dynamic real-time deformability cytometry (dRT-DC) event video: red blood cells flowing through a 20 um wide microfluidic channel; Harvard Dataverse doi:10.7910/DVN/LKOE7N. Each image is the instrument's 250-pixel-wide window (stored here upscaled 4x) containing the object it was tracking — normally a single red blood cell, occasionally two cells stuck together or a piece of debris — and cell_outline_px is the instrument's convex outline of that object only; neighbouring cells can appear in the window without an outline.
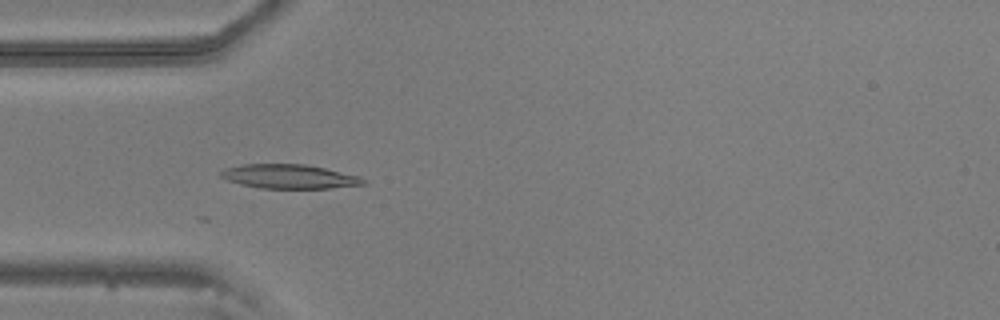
{"species": "common noctule bat (a hibernating species)", "species_latin": "Nyctalus noctula", "temperature_condition": "warm", "stored_images_in_passage": 30, "camera_frame_rate_fps": 3000, "um_per_image_px": 0.085, "animal": {"sex": "male", "body_mass_g": 20.5, "forearm_length_mm": 52.5}, "frame": {"image": 1, "passage_image": 1, "time_ms": 0.0, "image_size_px": [1000, 320], "cell_outline_px": [[368, 184], [332, 188], [260, 188], [240, 184], [228, 180], [220, 176], [216, 172], [224, 168], [240, 164], [304, 164], [324, 168], [360, 176]], "centroid_in_image_um": [24.55, 15.0], "position_along_channel_um": 60.5, "area_um2": 20.17}}
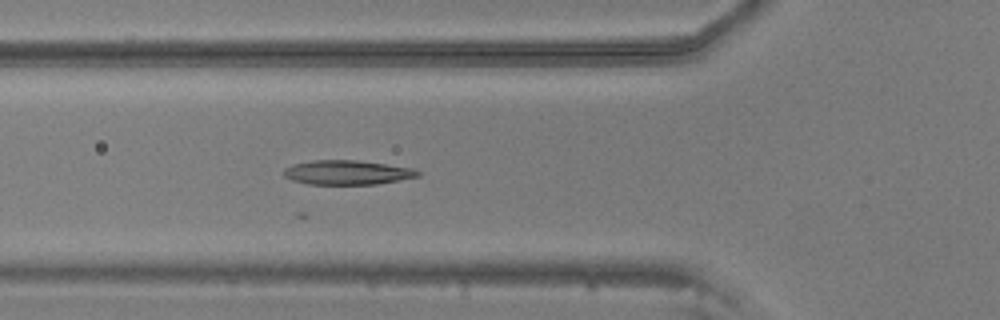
{"frame": {"image": 2, "passage_image": 4, "time_ms": 1.0, "image_size_px": [1000, 320], "cell_outline_px": [[420, 176], [376, 184], [308, 184], [292, 180], [284, 176], [284, 168], [292, 164], [312, 160], [356, 160], [412, 168], [420, 172]], "centroid_in_image_um": [29.47, 14.66], "position_along_channel_um": 96.3, "area_um2": 18.9}}
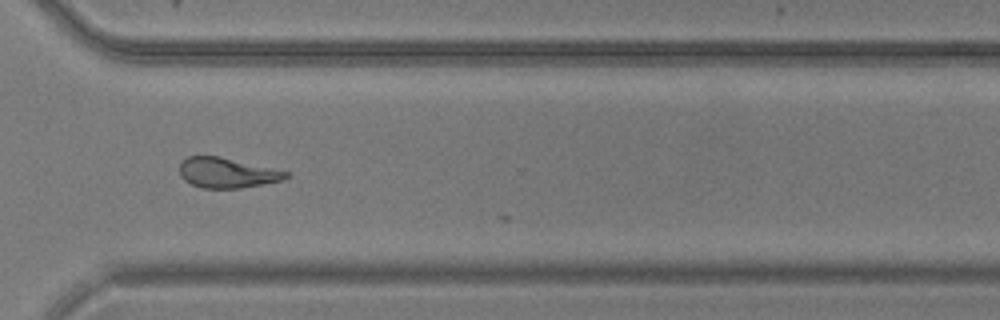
{"frame": {"image": 3, "passage_image": 25, "time_ms": 8.0, "image_size_px": [1000, 320], "cell_outline_px": [[288, 176], [280, 180], [240, 188], [200, 188], [184, 180], [180, 176], [180, 164], [188, 156], [220, 156], [288, 172]], "centroid_in_image_um": [19.23, 14.68], "position_along_channel_um": 351.4, "area_um2": 18.32}}